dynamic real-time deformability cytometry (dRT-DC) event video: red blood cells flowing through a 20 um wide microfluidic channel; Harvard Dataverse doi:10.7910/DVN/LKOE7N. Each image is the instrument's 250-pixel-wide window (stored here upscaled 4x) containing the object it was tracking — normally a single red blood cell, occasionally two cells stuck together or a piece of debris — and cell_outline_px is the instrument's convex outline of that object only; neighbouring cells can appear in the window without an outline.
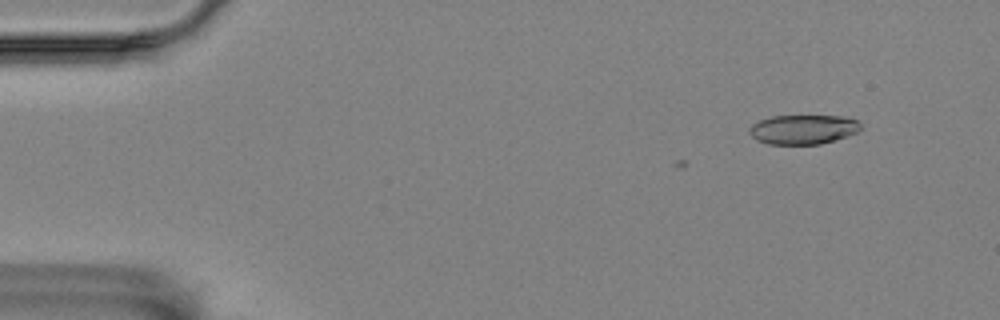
{"species": "Egyptian fruit bat (a non-hibernating species)", "species_latin": "Rousettus aegyptiacus", "temperature_condition": "room temperature", "stored_images_in_passage": 3, "camera_frame_rate_fps": 3000, "um_per_image_px": 0.085, "animal": {"sex": "female"}, "frame": {"image": 1, "passage_image": 3, "time_ms": 0.667, "image_size_px": [1000, 320], "cell_outline_px": [[860, 128], [856, 132], [820, 144], [768, 144], [756, 140], [748, 132], [748, 128], [752, 124], [760, 120], [772, 116], [848, 116], [856, 120], [860, 124]], "centroid_in_image_um": [68.21, 10.99], "position_along_channel_um": 16.8, "area_um2": 18.96}}